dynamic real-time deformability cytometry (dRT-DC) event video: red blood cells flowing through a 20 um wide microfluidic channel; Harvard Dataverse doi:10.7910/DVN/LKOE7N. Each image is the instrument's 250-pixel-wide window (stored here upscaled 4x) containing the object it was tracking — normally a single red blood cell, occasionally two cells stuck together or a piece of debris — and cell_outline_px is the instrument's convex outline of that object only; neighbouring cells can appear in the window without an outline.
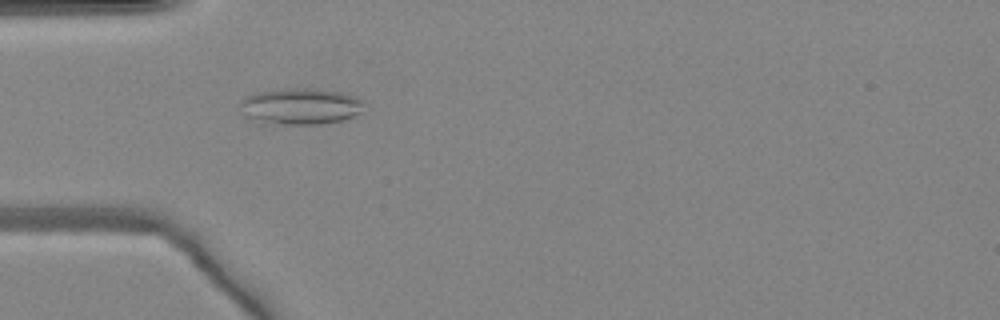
{"species": "common noctule bat (a hibernating species)", "species_latin": "Nyctalus noctula", "temperature_condition": "warm", "stored_images_in_passage": 49, "camera_frame_rate_fps": 3000, "um_per_image_px": 0.085, "animal": {"sex": "female", "body_mass_g": 24.6, "forearm_length_mm": 56.2}, "frame": {"image": 1, "passage_image": 15, "time_ms": 4.667, "image_size_px": [1000, 320], "cell_outline_px": [[364, 112], [344, 120], [320, 124], [256, 124], [244, 116], [240, 104], [240, 100], [244, 96], [256, 92], [288, 88], [316, 88], [340, 92], [356, 96], [364, 100]], "centroid_in_image_um": [25.53, 9.05], "position_along_channel_um": 59.5, "area_um2": 27.11}}
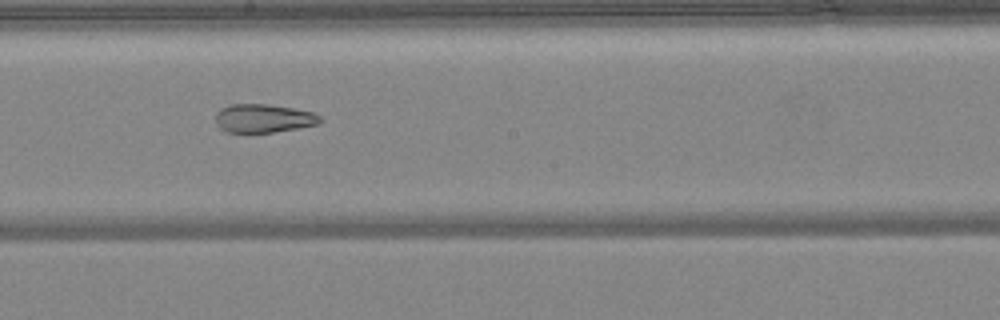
{"frame": {"image": 2, "passage_image": 27, "time_ms": 8.667, "image_size_px": [1000, 320], "cell_outline_px": [[324, 120], [320, 124], [272, 132], [244, 136], [228, 132], [216, 128], [216, 112], [220, 108], [232, 104], [268, 104], [292, 108], [312, 112], [320, 116]], "centroid_in_image_um": [22.33, 10.1], "position_along_channel_um": 225.9, "area_um2": 18.09}}
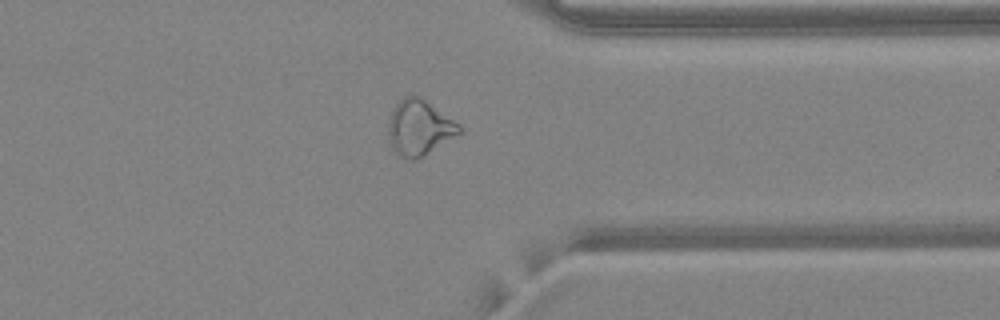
{"frame": {"image": 3, "passage_image": 38, "time_ms": 12.333, "image_size_px": [1000, 320], "cell_outline_px": [[464, 132], [416, 160], [408, 160], [392, 152], [388, 140], [388, 120], [396, 104], [404, 96], [420, 96], [460, 124]], "centroid_in_image_um": [35.64, 10.88], "position_along_channel_um": 375.8, "area_um2": 23.29}, "authors_computed_cell_mechanics": {"area_um2": 25.0274, "velocity_mm_per_s": 4.2194, "shape_relaxation_time_tau1_ms": null, "shape_relaxation_time_tau2_ms": 4.833, "deformation_change_tau1": null, "deformation_change_tau2": 0.1205}}